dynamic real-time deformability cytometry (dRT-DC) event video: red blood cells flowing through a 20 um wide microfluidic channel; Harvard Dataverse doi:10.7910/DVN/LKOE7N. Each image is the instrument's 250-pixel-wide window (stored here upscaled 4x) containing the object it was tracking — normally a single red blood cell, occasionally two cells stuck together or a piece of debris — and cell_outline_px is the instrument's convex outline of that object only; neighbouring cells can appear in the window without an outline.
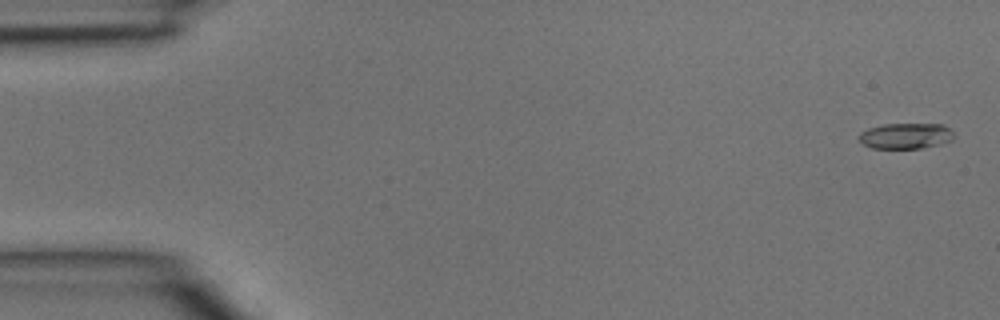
{"species": "common noctule bat (a hibernating species)", "species_latin": "Nyctalus noctula", "temperature_condition": "room temperature", "stored_images_in_passage": 4, "camera_frame_rate_fps": 3000, "um_per_image_px": 0.085, "animal": {"sex": "male", "body_mass_g": 15.6}, "frame": {"image": 1, "passage_image": 1, "time_ms": 0.0, "image_size_px": [1000, 320], "cell_outline_px": [[952, 140], [940, 144], [920, 148], [872, 148], [864, 144], [860, 140], [860, 132], [868, 128], [884, 124], [944, 124], [952, 132]], "centroid_in_image_um": [76.98, 11.54], "position_along_channel_um": 8.0, "area_um2": 14.05}}
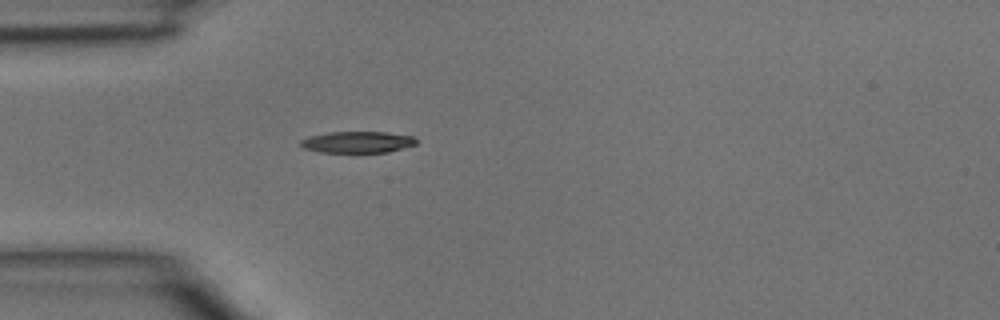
{"frame": {"image": 2, "passage_image": 4, "time_ms": 1.0, "image_size_px": [1000, 320], "cell_outline_px": [[416, 144], [388, 152], [320, 152], [304, 148], [300, 144], [300, 140], [308, 136], [328, 132], [388, 132], [412, 136], [416, 140]], "centroid_in_image_um": [30.36, 12.07], "position_along_channel_um": 54.6, "area_um2": 14.39}}